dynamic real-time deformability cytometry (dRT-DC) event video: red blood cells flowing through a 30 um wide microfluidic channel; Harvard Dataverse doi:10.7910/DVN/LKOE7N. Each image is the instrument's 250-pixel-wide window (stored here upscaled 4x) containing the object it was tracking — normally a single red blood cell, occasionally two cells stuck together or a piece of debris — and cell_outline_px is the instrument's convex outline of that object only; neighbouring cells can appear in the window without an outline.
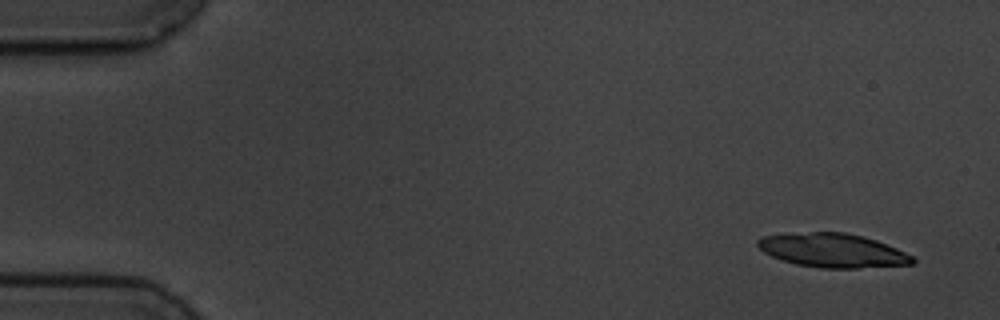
{"species": "common noctule bat (a hibernating species)", "species_latin": "Nyctalus noctula", "temperature_condition": "cold", "stored_images_in_passage": 5, "segment_of_instrument_passage": [1, 2], "camera_frame_rate_fps": 3000, "um_per_image_px": 0.085, "animal": {"sex": "male", "body_mass_g": 19.5, "forearm_length_mm": 54.6}, "frame": {"image": 1, "passage_image": 1, "time_ms": 0.0, "image_size_px": [1000, 320], "cell_outline_px": [[916, 264], [856, 268], [820, 268], [796, 264], [772, 256], [764, 252], [756, 244], [756, 240], [764, 236], [812, 232], [844, 232], [864, 236], [876, 240], [896, 248], [912, 256], [916, 260]], "centroid_in_image_um": [70.82, 21.29], "position_along_channel_um": 14.2, "area_um2": 30.4}}